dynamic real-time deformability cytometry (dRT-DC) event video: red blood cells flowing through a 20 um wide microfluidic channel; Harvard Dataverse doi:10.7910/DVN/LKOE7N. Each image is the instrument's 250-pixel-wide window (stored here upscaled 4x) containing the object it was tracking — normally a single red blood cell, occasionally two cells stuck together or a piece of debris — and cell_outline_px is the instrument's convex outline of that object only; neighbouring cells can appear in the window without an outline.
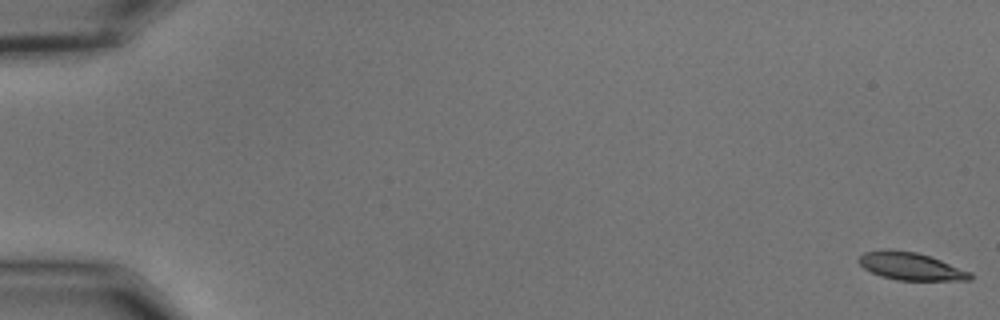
{"species": "common noctule bat (a hibernating species)", "species_latin": "Nyctalus noctula", "temperature_condition": "cold", "stored_images_in_passage": 57, "camera_frame_rate_fps": 3000, "um_per_image_px": 0.085, "animal": {"sex": "male", "body_mass_g": 15.6}, "frame": {"image": 1, "passage_image": 1, "time_ms": 0.0, "image_size_px": [1000, 320], "cell_outline_px": [[972, 280], [896, 280], [880, 276], [864, 268], [856, 260], [864, 252], [884, 248], [888, 248], [916, 252], [940, 260], [972, 272]], "centroid_in_image_um": [77.38, 22.62], "position_along_channel_um": 7.6, "area_um2": 18.03}}
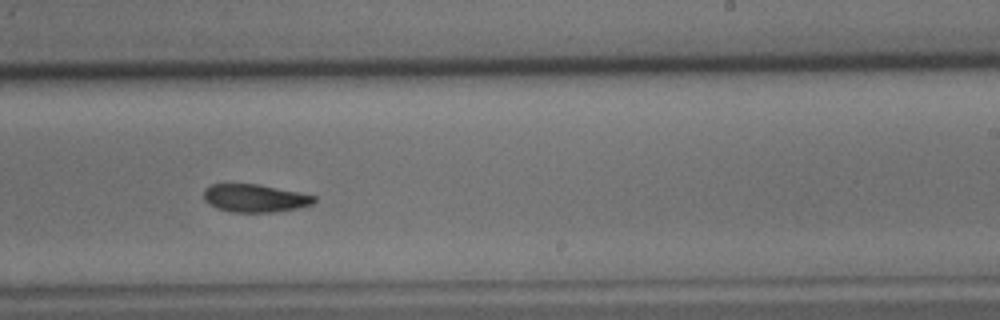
{"frame": {"image": 2, "passage_image": 36, "time_ms": 11.667, "image_size_px": [1000, 320], "cell_outline_px": [[316, 200], [312, 204], [296, 208], [272, 212], [232, 212], [216, 208], [208, 204], [204, 200], [204, 188], [212, 184], [256, 184], [316, 196]], "centroid_in_image_um": [21.61, 16.85], "position_along_channel_um": 267.4, "area_um2": 17.74}}
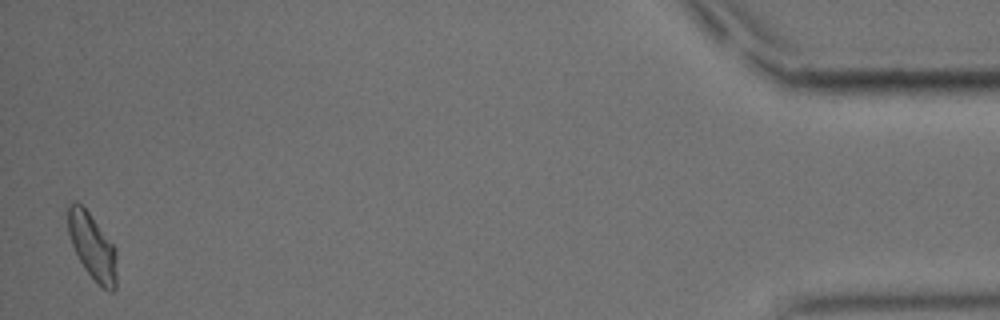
{"frame": {"image": 3, "passage_image": 56, "time_ms": 18.333, "image_size_px": [1000, 320], "cell_outline_px": [[116, 288], [112, 292], [108, 292], [96, 284], [84, 268], [72, 244], [68, 232], [68, 204], [76, 200], [88, 212], [116, 248]], "centroid_in_image_um": [7.86, 21.0], "position_along_channel_um": 427.3, "area_um2": 18.73}, "authors_computed_cell_mechanics": {"area_um2": 18.785, "velocity_mm_per_s": 3.6175, "shape_relaxation_time_tau1_ms": 5.194, "shape_relaxation_time_tau2_ms": 4.8492, "deformation_change_tau1": 0.1369, "deformation_change_tau2": 0.1098}}